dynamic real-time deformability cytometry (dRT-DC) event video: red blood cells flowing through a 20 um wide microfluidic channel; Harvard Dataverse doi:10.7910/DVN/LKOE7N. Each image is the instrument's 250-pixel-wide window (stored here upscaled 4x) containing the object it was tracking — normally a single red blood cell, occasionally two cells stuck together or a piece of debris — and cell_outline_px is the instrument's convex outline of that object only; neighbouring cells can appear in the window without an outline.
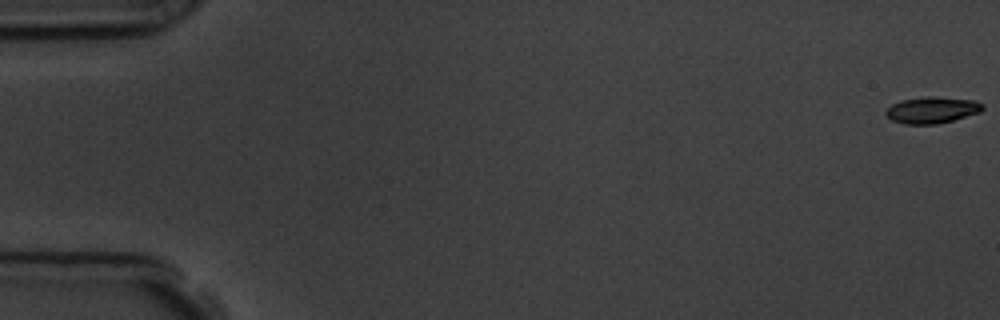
{"species": "common noctule bat (a hibernating species)", "species_latin": "Nyctalus noctula", "temperature_condition": "room temperature", "stored_images_in_passage": 16, "camera_frame_rate_fps": 3000, "um_per_image_px": 0.085, "animal": {"sex": "male", "body_mass_g": 19.5, "forearm_length_mm": 54.6}, "frame": {"image": 1, "passage_image": 1, "time_ms": 0.0, "image_size_px": [1000, 320], "cell_outline_px": [[984, 108], [980, 112], [952, 120], [936, 124], [904, 124], [892, 120], [884, 112], [892, 104], [900, 100], [924, 96], [936, 96], [976, 100], [984, 104]], "centroid_in_image_um": [79.23, 9.33], "position_along_channel_um": 5.8, "area_um2": 15.03}}
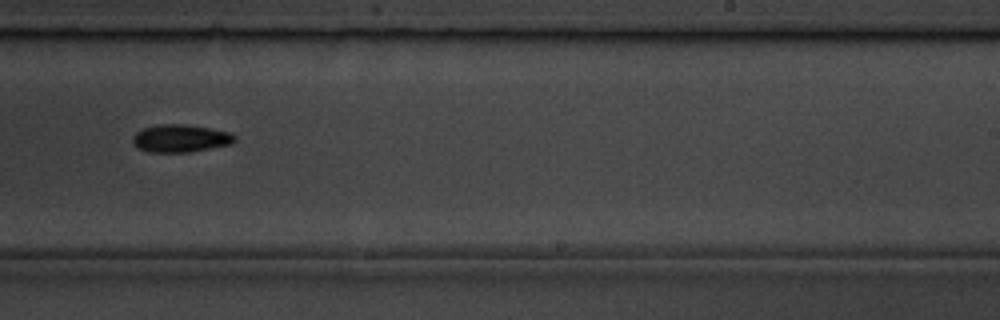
{"frame": {"image": 2, "passage_image": 11, "time_ms": 11.333, "image_size_px": [1000, 320], "cell_outline_px": [[236, 140], [232, 144], [188, 152], [148, 152], [136, 148], [132, 144], [132, 136], [136, 132], [144, 128], [156, 124], [184, 124], [232, 132], [236, 136]], "centroid_in_image_um": [15.32, 11.76], "position_along_channel_um": 273.7, "area_um2": 16.65}}
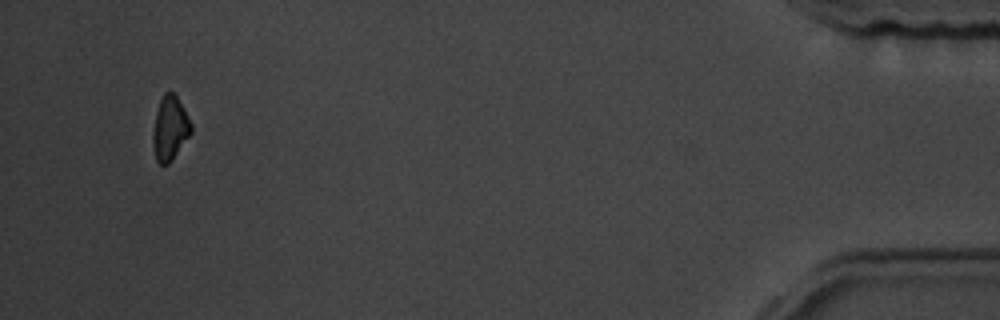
{"frame": {"image": 3, "passage_image": 16, "time_ms": 17.333, "image_size_px": [1000, 320], "cell_outline_px": [[192, 132], [172, 160], [168, 164], [160, 164], [156, 160], [152, 144], [152, 132], [156, 112], [160, 100], [164, 92], [172, 92], [176, 96], [192, 124]], "centroid_in_image_um": [14.43, 10.93], "position_along_channel_um": 420.8, "area_um2": 14.22}, "authors_computed_cell_mechanics": {"area_um2": 15.5771, "velocity_mm_per_s": 3.7562, "shape_relaxation_time_tau1_ms": 3.6683, "shape_relaxation_time_tau2_ms": null, "deformation_change_tau1": 0.0959, "deformation_change_tau2": null}}